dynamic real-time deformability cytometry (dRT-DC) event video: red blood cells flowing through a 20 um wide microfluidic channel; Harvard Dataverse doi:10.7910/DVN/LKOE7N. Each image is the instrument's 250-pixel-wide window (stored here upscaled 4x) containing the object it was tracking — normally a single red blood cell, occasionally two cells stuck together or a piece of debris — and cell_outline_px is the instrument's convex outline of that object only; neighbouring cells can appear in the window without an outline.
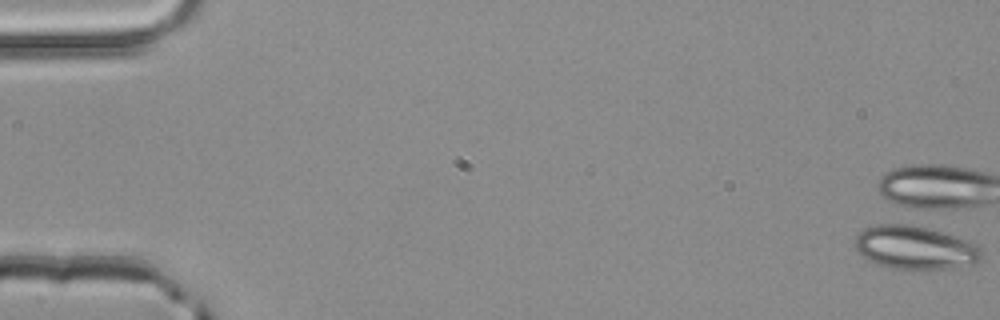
{"species": "common noctule bat (a hibernating species)", "species_latin": "Nyctalus noctula", "temperature_condition": "room temperature", "stored_images_in_passage": 1, "camera_frame_rate_fps": 3000, "um_per_image_px": 0.085, "animal": {"sex": "male", "body_mass_g": 20.4}, "frame": {"image": 1, "passage_image": 1, "time_ms": 0.0, "image_size_px": [1000, 320], "cell_outline_px": [[980, 260], [976, 264], [924, 272], [912, 272], [892, 268], [868, 260], [856, 252], [856, 236], [864, 228], [876, 224], [900, 220], [904, 220], [920, 224], [968, 240], [976, 244], [980, 248]], "centroid_in_image_um": [77.77, 21.02], "position_along_channel_um": 7.2, "area_um2": 33.76}}